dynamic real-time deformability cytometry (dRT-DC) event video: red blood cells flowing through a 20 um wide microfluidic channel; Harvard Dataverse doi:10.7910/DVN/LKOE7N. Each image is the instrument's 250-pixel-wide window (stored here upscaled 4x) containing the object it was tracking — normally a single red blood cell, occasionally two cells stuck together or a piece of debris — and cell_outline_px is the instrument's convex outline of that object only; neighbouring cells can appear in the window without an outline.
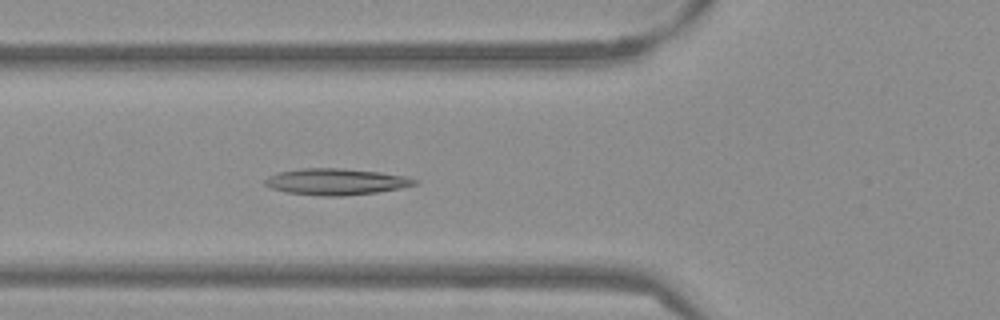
{"species": "Egyptian fruit bat (a non-hibernating species)", "species_latin": "Rousettus aegyptiacus", "temperature_condition": "warm", "stored_images_in_passage": 45, "camera_frame_rate_fps": 3000, "um_per_image_px": 0.085, "frame": {"image": 1, "passage_image": 11, "time_ms": 3.333, "image_size_px": [1000, 320], "cell_outline_px": [[420, 184], [400, 188], [376, 192], [344, 196], [320, 196], [288, 192], [272, 188], [264, 184], [264, 180], [268, 176], [276, 172], [300, 168], [340, 168], [380, 172], [408, 176], [420, 180]], "centroid_in_image_um": [28.6, 15.43], "position_along_channel_um": 97.2, "area_um2": 23.24}}
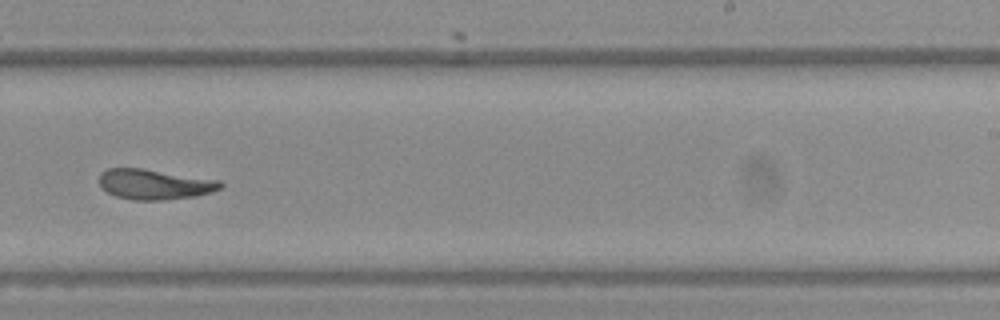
{"frame": {"image": 2, "passage_image": 25, "time_ms": 8.0, "image_size_px": [1000, 320], "cell_outline_px": [[224, 184], [220, 188], [212, 192], [196, 196], [164, 200], [136, 200], [116, 196], [108, 192], [100, 184], [100, 172], [108, 168], [144, 168], [220, 180]], "centroid_in_image_um": [13.17, 15.65], "position_along_channel_um": 275.8, "area_um2": 21.39}}
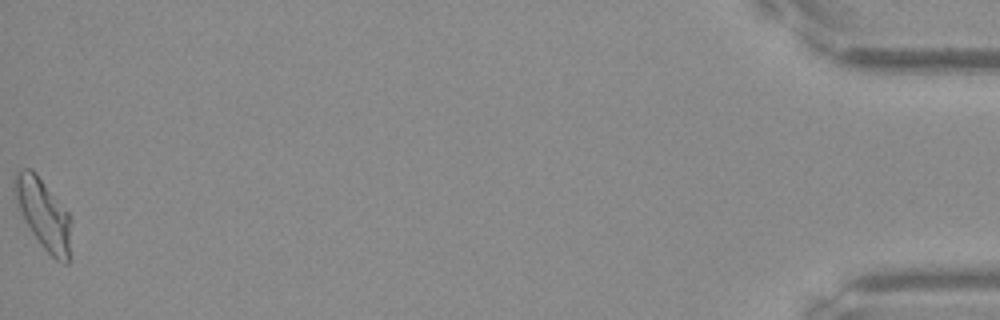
{"frame": {"image": 3, "passage_image": 45, "time_ms": 14.667, "image_size_px": [1000, 320], "cell_outline_px": [[72, 220], [68, 264], [64, 264], [56, 260], [40, 244], [24, 220], [16, 204], [12, 192], [12, 176], [20, 168], [32, 168], [36, 172], [68, 212]], "centroid_in_image_um": [3.65, 18.14], "position_along_channel_um": 431.5, "area_um2": 23.64}, "authors_computed_cell_mechanics": {"area_um2": 21.5016, "velocity_mm_per_s": 3.8299, "shape_relaxation_time_tau1_ms": null, "shape_relaxation_time_tau2_ms": 2.1863, "deformation_change_tau1": null, "deformation_change_tau2": 0.0788}}